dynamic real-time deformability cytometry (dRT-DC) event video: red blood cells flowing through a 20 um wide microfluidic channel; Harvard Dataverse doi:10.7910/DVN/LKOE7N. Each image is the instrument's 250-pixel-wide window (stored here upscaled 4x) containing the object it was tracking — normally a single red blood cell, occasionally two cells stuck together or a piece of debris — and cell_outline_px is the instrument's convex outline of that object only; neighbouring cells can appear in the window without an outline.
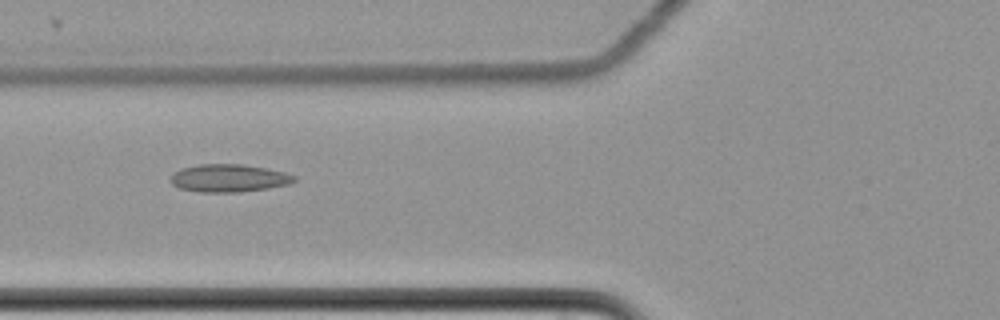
{"species": "common noctule bat (a hibernating species)", "species_latin": "Nyctalus noctula", "temperature_condition": "cold", "stored_images_in_passage": 3, "camera_frame_rate_fps": 3000, "um_per_image_px": 0.085, "animal": {"sex": "female", "body_mass_g": 22.7, "forearm_length_mm": 54.2}, "frame": {"image": 1, "passage_image": 2, "time_ms": 0.333, "image_size_px": [1000, 320], "cell_outline_px": [[296, 180], [288, 184], [268, 188], [240, 192], [200, 192], [180, 188], [172, 184], [168, 180], [176, 172], [184, 168], [200, 164], [244, 164], [284, 172], [296, 176]], "centroid_in_image_um": [19.46, 15.14], "position_along_channel_um": 106.3, "area_um2": 19.83}}
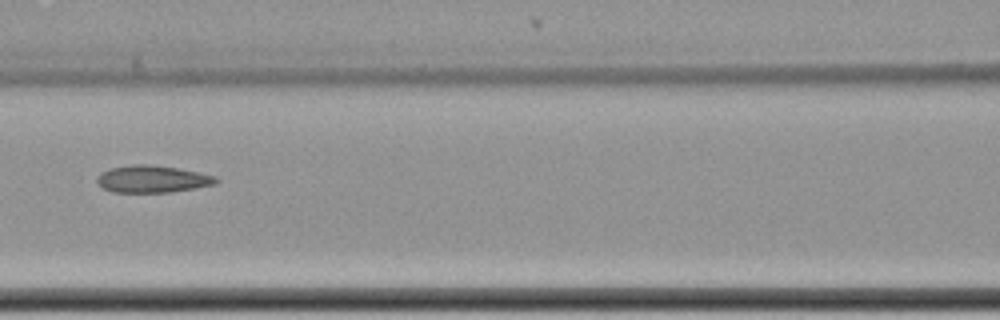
{"frame": {"image": 2, "passage_image": 3, "time_ms": 0.667, "image_size_px": [1000, 320], "cell_outline_px": [[220, 180], [216, 184], [196, 188], [168, 192], [112, 192], [104, 188], [96, 180], [96, 176], [100, 172], [112, 168], [132, 164], [148, 164], [176, 168], [216, 176]], "centroid_in_image_um": [12.95, 15.22], "position_along_channel_um": 153.6, "area_um2": 18.73}}